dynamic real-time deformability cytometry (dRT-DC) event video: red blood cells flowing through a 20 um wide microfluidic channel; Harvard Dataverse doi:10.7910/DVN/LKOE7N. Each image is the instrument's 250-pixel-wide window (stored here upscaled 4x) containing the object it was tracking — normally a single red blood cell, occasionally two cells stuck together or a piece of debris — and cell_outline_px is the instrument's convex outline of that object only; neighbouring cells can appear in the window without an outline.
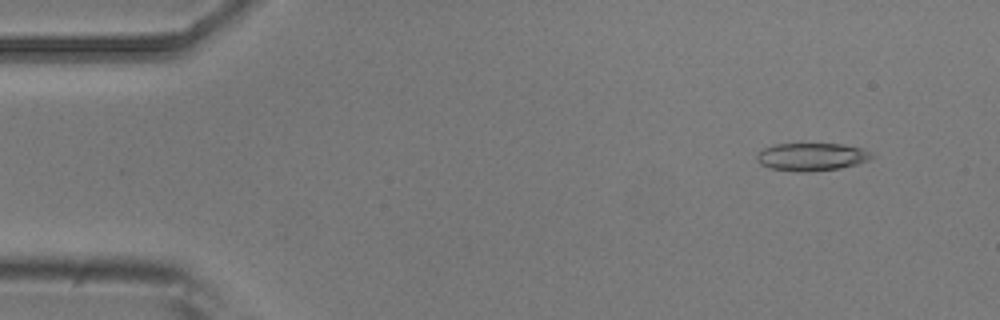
{"species": "common noctule bat (a hibernating species)", "species_latin": "Nyctalus noctula", "temperature_condition": "room temperature", "stored_images_in_passage": 51, "camera_frame_rate_fps": 3000, "um_per_image_px": 0.085, "animal": {"sex": "male", "body_mass_g": 20.5, "forearm_length_mm": 52.5}, "frame": {"image": 1, "passage_image": 5, "time_ms": 1.333, "image_size_px": [1000, 320], "cell_outline_px": [[876, 156], [868, 160], [856, 164], [840, 168], [804, 172], [796, 172], [772, 168], [760, 164], [756, 160], [756, 156], [764, 148], [776, 144], [844, 144], [860, 148], [872, 152]], "centroid_in_image_um": [69.01, 13.33], "position_along_channel_um": 16.0, "area_um2": 18.55}}
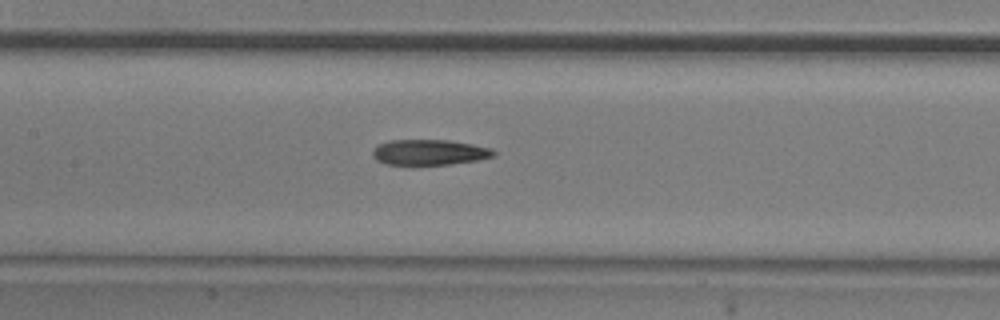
{"frame": {"image": 2, "passage_image": 24, "time_ms": 7.667, "image_size_px": [1000, 320], "cell_outline_px": [[496, 156], [476, 160], [448, 164], [388, 164], [376, 160], [372, 156], [372, 152], [376, 144], [388, 140], [448, 140], [472, 144], [492, 148], [496, 152]], "centroid_in_image_um": [36.48, 12.93], "position_along_channel_um": 170.9, "area_um2": 17.98}}
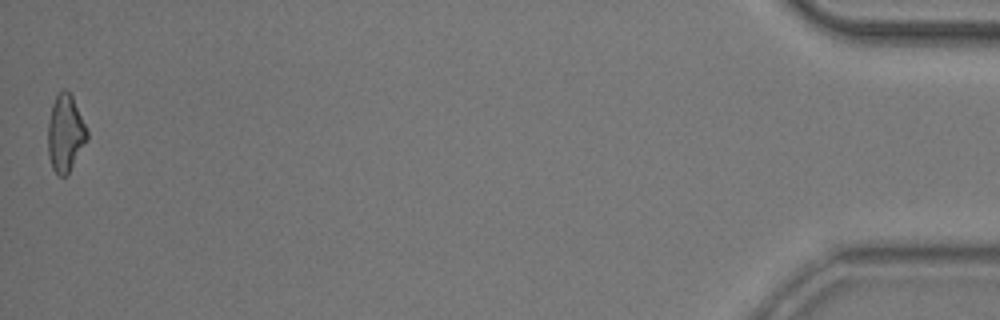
{"frame": {"image": 3, "passage_image": 51, "time_ms": 16.667, "image_size_px": [1000, 320], "cell_outline_px": [[88, 140], [68, 172], [64, 176], [60, 176], [52, 168], [48, 156], [48, 120], [52, 104], [56, 96], [64, 88], [72, 96], [88, 132]], "centroid_in_image_um": [5.54, 11.33], "position_along_channel_um": 429.7, "area_um2": 17.34}, "authors_computed_cell_mechanics": {"area_um2": 18.7272, "velocity_mm_per_s": 3.953, "shape_relaxation_time_tau1_ms": null, "shape_relaxation_time_tau2_ms": 6.9947, "deformation_change_tau1": null, "deformation_change_tau2": 0.1997}}